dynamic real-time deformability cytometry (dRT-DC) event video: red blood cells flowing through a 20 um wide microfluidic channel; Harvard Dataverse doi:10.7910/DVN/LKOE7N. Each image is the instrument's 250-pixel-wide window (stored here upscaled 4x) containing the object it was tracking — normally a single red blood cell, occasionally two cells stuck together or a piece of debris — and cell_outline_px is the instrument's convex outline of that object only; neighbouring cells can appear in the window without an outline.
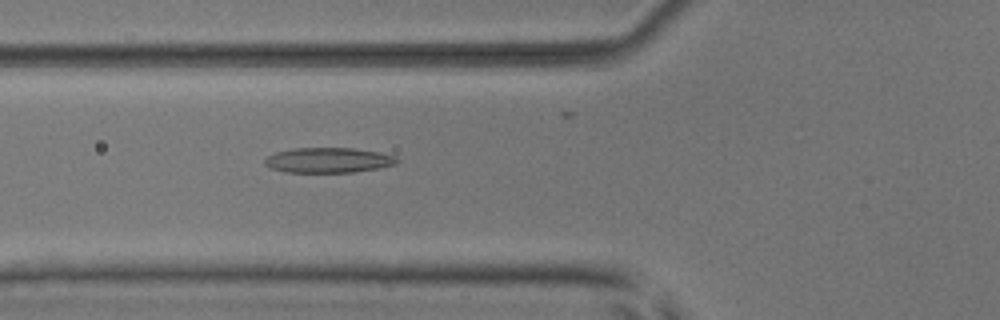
{"species": "common noctule bat (a hibernating species)", "species_latin": "Nyctalus noctula", "temperature_condition": "room temperature", "stored_images_in_passage": 18, "camera_frame_rate_fps": 3000, "um_per_image_px": 0.085, "animal": {"sex": "male", "body_mass_g": 17.9, "forearm_length_mm": 54.2}, "frame": {"image": 1, "passage_image": 6, "time_ms": 1.667, "image_size_px": [1000, 320], "cell_outline_px": [[400, 160], [396, 164], [380, 168], [352, 172], [284, 172], [268, 168], [264, 164], [264, 160], [268, 156], [276, 152], [292, 148], [356, 148], [380, 152], [396, 156]], "centroid_in_image_um": [27.92, 13.61], "position_along_channel_um": 97.9, "area_um2": 19.59}}
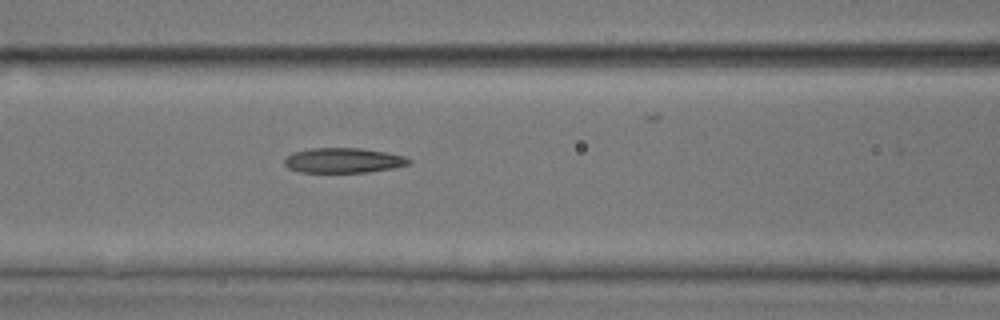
{"frame": {"image": 2, "passage_image": 9, "time_ms": 2.667, "image_size_px": [1000, 320], "cell_outline_px": [[412, 160], [408, 164], [392, 168], [368, 172], [300, 172], [288, 168], [284, 164], [284, 160], [292, 152], [312, 148], [360, 148], [384, 152], [404, 156]], "centroid_in_image_um": [29.16, 13.63], "position_along_channel_um": 137.4, "area_um2": 17.98}}
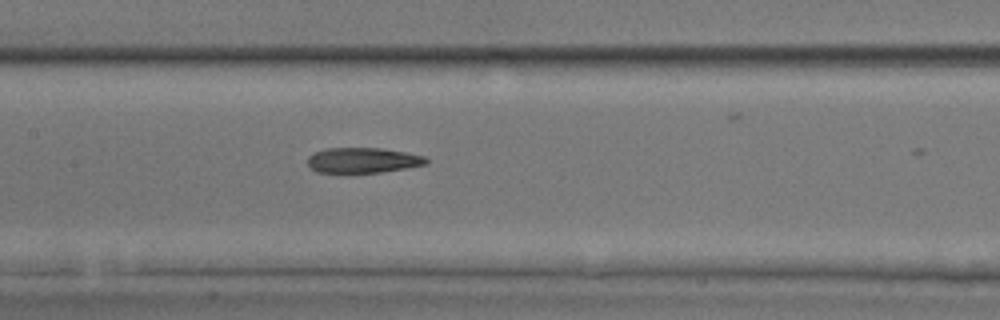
{"frame": {"image": 3, "passage_image": 12, "time_ms": 3.667, "image_size_px": [1000, 320], "cell_outline_px": [[428, 164], [380, 172], [316, 172], [308, 164], [308, 156], [324, 148], [380, 148], [404, 152], [424, 156], [428, 160]], "centroid_in_image_um": [30.84, 13.61], "position_along_channel_um": 176.6, "area_um2": 17.22}}